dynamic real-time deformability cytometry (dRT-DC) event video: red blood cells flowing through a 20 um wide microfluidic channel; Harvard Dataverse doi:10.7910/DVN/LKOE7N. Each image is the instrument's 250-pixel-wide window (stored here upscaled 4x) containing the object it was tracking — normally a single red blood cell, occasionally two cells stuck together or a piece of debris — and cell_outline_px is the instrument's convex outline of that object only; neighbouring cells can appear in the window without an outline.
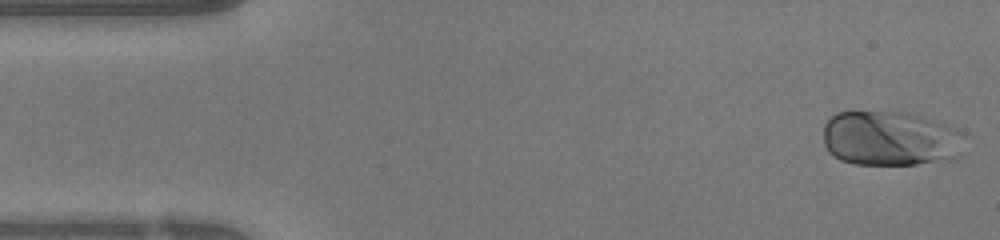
{"species": "human", "species_latin": "Homo sapiens", "temperature_condition": "warm", "stored_images_in_passage": 48, "camera_frame_rate_fps": 3000, "um_per_image_px": 0.085, "donor": {"sex": "female"}, "frame": {"image": 1, "passage_image": 1, "time_ms": 0.0, "image_size_px": [1000, 240], "cell_outline_px": [[968, 136], [960, 156], [956, 160], [916, 164], [856, 164], [840, 160], [832, 156], [828, 152], [824, 144], [824, 124], [836, 112], [908, 112], [944, 124], [964, 132]], "centroid_in_image_um": [75.74, 11.79], "position_along_channel_um": 9.3, "area_um2": 45.95}}
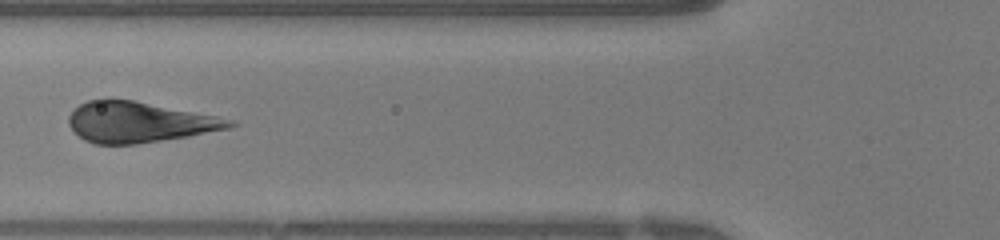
{"frame": {"image": 2, "passage_image": 17, "time_ms": 5.333, "image_size_px": [1000, 240], "cell_outline_px": [[240, 124], [228, 128], [188, 136], [136, 144], [96, 144], [84, 140], [68, 124], [68, 116], [80, 104], [88, 100], [104, 96], [132, 100], [216, 116], [236, 120]], "centroid_in_image_um": [11.8, 10.36], "position_along_channel_um": 114.0, "area_um2": 38.15}}
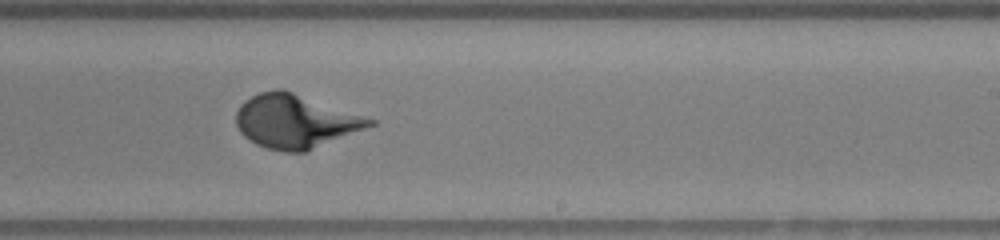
{"frame": {"image": 3, "passage_image": 28, "time_ms": 9.0, "image_size_px": [1000, 240], "cell_outline_px": [[376, 124], [304, 152], [284, 152], [268, 148], [256, 144], [244, 136], [240, 132], [236, 124], [236, 112], [240, 104], [244, 100], [260, 92], [276, 88], [280, 88], [376, 120]], "centroid_in_image_um": [25.06, 10.31], "position_along_channel_um": 263.9, "area_um2": 41.21}}